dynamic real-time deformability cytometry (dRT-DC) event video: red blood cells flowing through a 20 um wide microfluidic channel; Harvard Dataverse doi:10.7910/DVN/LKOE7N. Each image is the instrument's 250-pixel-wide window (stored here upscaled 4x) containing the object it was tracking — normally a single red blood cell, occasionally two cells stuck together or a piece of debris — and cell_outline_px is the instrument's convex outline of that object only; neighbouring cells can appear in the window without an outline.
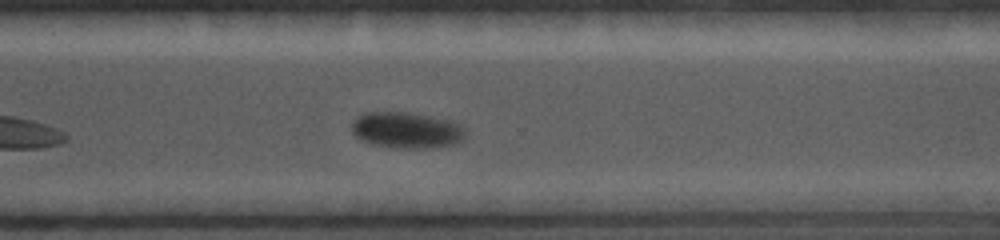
{"species": "common noctule bat (a hibernating species)", "species_latin": "Nyctalus noctula", "temperature_condition": "cold", "stored_images_in_passage": 15, "camera_frame_rate_fps": 5000, "um_per_image_px": 0.085, "animal": {"sex": "female", "body_mass_g": 19.0, "forearm_length_mm": 56.7}, "frame": {"image": 1, "passage_image": 15, "time_ms": 7.4, "image_size_px": [1000, 240], "cell_outline_px": [[464, 140], [452, 144], [432, 148], [392, 148], [372, 144], [360, 140], [352, 132], [352, 124], [360, 116], [368, 112], [408, 112], [432, 116], [452, 120], [460, 124], [464, 128]], "centroid_in_image_um": [34.59, 11.07], "position_along_channel_um": 336.0, "area_um2": 24.04}}